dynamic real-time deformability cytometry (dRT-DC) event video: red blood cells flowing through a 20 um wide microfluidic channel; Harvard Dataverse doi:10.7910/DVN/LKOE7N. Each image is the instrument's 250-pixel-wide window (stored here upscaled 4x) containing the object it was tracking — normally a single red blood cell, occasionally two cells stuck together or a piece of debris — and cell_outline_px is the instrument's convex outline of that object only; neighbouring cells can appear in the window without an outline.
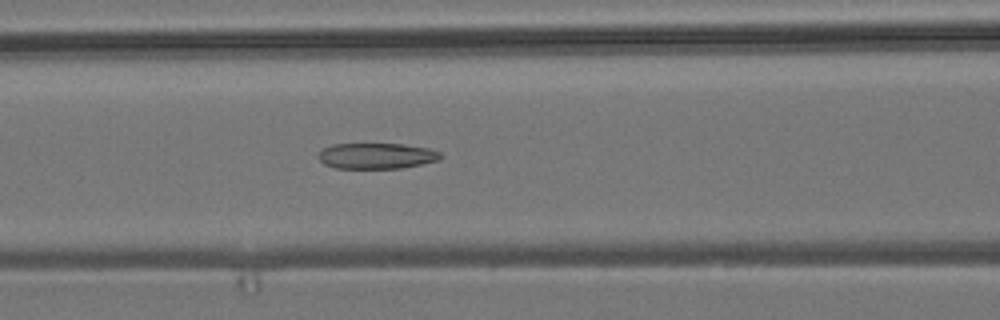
{"species": "common noctule bat (a hibernating species)", "species_latin": "Nyctalus noctula", "temperature_condition": "room temperature", "stored_images_in_passage": 53, "camera_frame_rate_fps": 3000, "um_per_image_px": 0.085, "animal": {"sex": "male", "body_mass_g": 19.2, "forearm_length_mm": 51.8}, "frame": {"image": 1, "passage_image": 22, "time_ms": 7.0, "image_size_px": [1000, 320], "cell_outline_px": [[444, 156], [440, 160], [400, 168], [336, 168], [324, 164], [320, 160], [320, 152], [324, 148], [332, 144], [404, 144], [428, 148], [440, 152]], "centroid_in_image_um": [32.05, 13.25], "position_along_channel_um": 134.6, "area_um2": 18.26}}
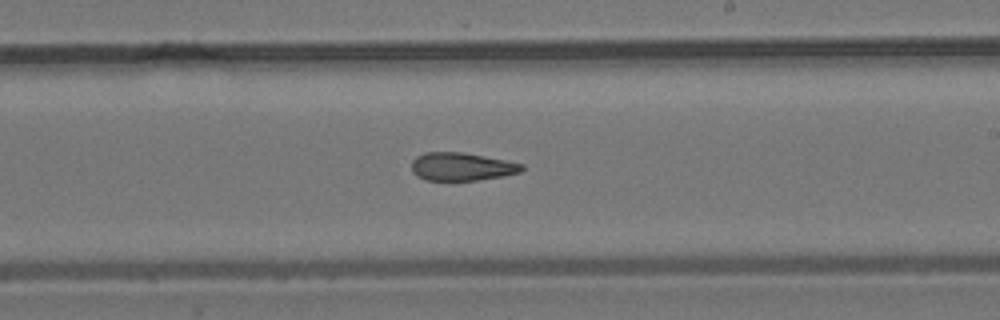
{"frame": {"image": 2, "passage_image": 31, "time_ms": 10.0, "image_size_px": [1000, 320], "cell_outline_px": [[524, 168], [520, 172], [504, 176], [476, 180], [428, 180], [416, 176], [412, 172], [412, 160], [416, 156], [424, 152], [460, 152], [484, 156], [524, 164]], "centroid_in_image_um": [39.22, 14.16], "position_along_channel_um": 249.8, "area_um2": 17.98}}
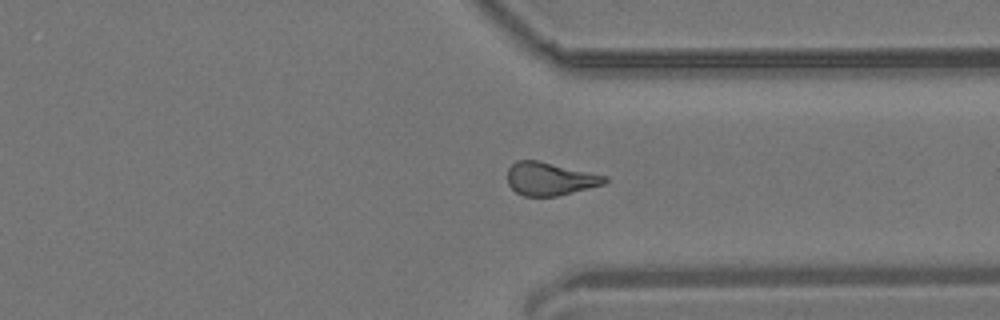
{"frame": {"image": 3, "passage_image": 40, "time_ms": 13.0, "image_size_px": [1000, 320], "cell_outline_px": [[608, 180], [604, 184], [556, 196], [524, 196], [516, 192], [508, 184], [508, 168], [516, 160], [536, 160], [608, 176]], "centroid_in_image_um": [46.73, 15.2], "position_along_channel_um": 364.7, "area_um2": 18.55}, "authors_computed_cell_mechanics": {"area_um2": 19.363, "velocity_mm_per_s": 3.8413, "shape_relaxation_time_tau1_ms": null, "shape_relaxation_time_tau2_ms": 3.8165, "deformation_change_tau1": null, "deformation_change_tau2": 0.1243}}